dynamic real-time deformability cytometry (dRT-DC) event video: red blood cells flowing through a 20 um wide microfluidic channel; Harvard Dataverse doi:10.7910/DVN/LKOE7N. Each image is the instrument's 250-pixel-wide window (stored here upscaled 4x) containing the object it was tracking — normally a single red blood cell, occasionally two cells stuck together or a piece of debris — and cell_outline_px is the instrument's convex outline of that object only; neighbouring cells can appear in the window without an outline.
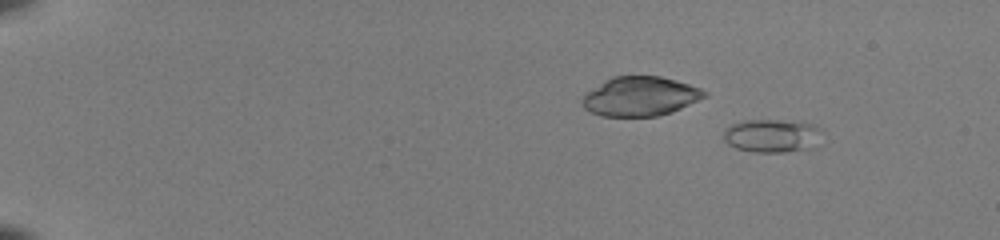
{"species": "common noctule bat (a hibernating species)", "species_latin": "Nyctalus noctula", "temperature_condition": "room temperature", "stored_images_in_passage": 52, "camera_frame_rate_fps": 3000, "um_per_image_px": 0.085, "animal": {"sex": "female", "body_mass_g": 22.0, "forearm_length_mm": 56.7}, "frame": {"image": 1, "passage_image": 6, "time_ms": 1.667, "image_size_px": [1000, 240], "cell_outline_px": [[820, 128], [816, 148], [784, 152], [752, 152], [736, 148], [728, 144], [724, 140], [724, 132], [732, 124], [744, 120], [776, 120], [816, 124]], "centroid_in_image_um": [65.63, 11.55], "position_along_channel_um": 19.4, "area_um2": 19.07}}
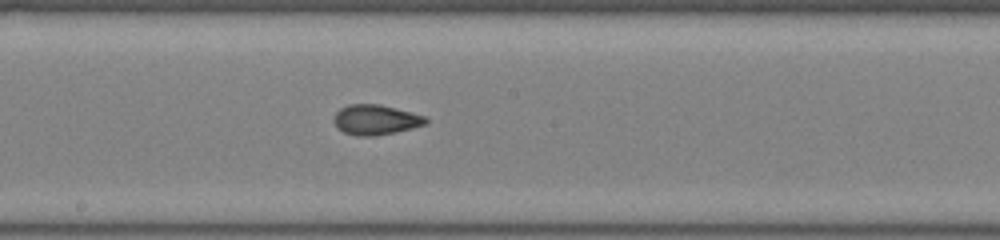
{"frame": {"image": 2, "passage_image": 31, "time_ms": 10.0, "image_size_px": [1000, 240], "cell_outline_px": [[428, 124], [396, 132], [372, 136], [356, 136], [344, 132], [336, 128], [332, 120], [336, 112], [340, 108], [348, 104], [380, 104], [396, 108], [424, 116], [428, 120]], "centroid_in_image_um": [31.9, 10.18], "position_along_channel_um": 216.3, "area_um2": 16.24}}
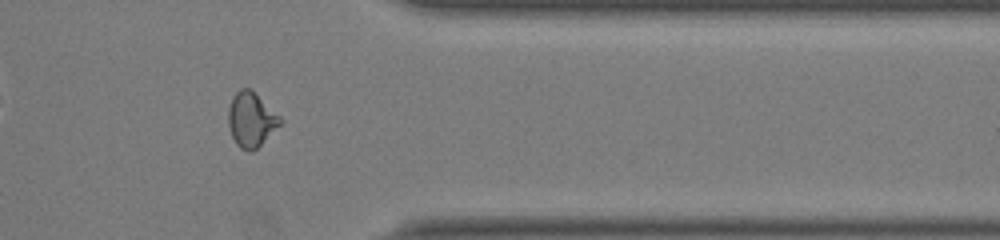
{"frame": {"image": 3, "passage_image": 44, "time_ms": 14.333, "image_size_px": [1000, 240], "cell_outline_px": [[284, 120], [256, 148], [248, 152], [240, 148], [236, 144], [232, 136], [228, 124], [228, 108], [232, 96], [240, 88], [252, 88]], "centroid_in_image_um": [21.33, 10.12], "position_along_channel_um": 390.1, "area_um2": 16.53}, "authors_computed_cell_mechanics": {"area_um2": 16.2707, "velocity_mm_per_s": 4.1183, "shape_relaxation_time_tau1_ms": null, "shape_relaxation_time_tau2_ms": 1.2808, "deformation_change_tau1": null, "deformation_change_tau2": 0.0651}}